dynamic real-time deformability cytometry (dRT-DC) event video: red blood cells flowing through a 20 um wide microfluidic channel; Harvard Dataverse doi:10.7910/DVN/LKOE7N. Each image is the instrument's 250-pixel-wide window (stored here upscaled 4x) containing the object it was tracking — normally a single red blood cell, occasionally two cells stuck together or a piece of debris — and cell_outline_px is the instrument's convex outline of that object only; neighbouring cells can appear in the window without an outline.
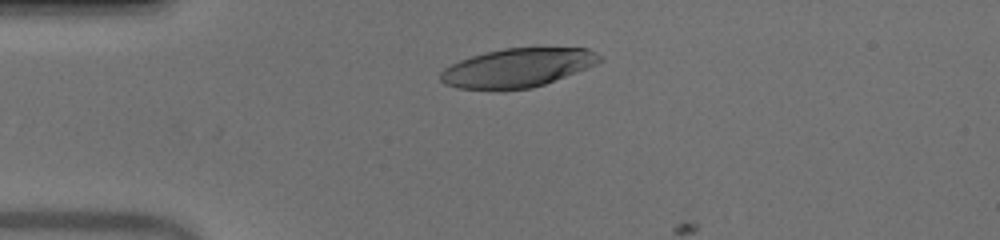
{"species": "human", "species_latin": "Homo sapiens", "temperature_condition": "warm", "stored_images_in_passage": 36, "camera_frame_rate_fps": 3000, "um_per_image_px": 0.085, "donor": {"sex": "male"}, "frame": {"image": 1, "passage_image": 1, "time_ms": 0.0, "image_size_px": [1000, 240], "cell_outline_px": [[604, 60], [596, 64], [544, 84], [532, 88], [504, 92], [456, 88], [444, 84], [440, 80], [440, 72], [444, 68], [460, 60], [484, 52], [504, 48], [588, 48], [600, 56]], "centroid_in_image_um": [43.92, 5.8], "position_along_channel_um": 41.1, "area_um2": 36.41}}
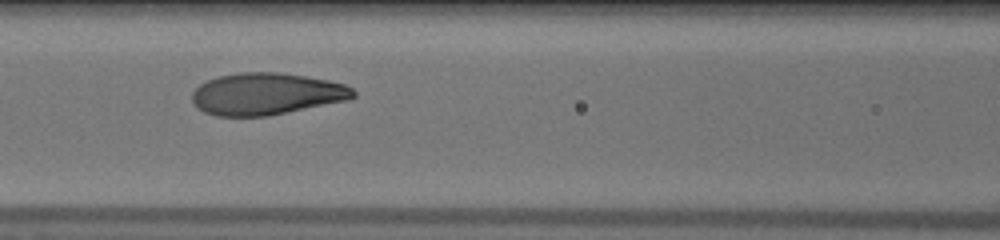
{"frame": {"image": 2, "passage_image": 11, "time_ms": 3.333, "image_size_px": [1000, 240], "cell_outline_px": [[356, 96], [348, 100], [268, 116], [216, 116], [204, 112], [192, 100], [192, 92], [200, 84], [216, 76], [240, 72], [280, 72], [328, 80], [344, 84], [352, 88], [356, 92]], "centroid_in_image_um": [22.65, 7.98], "position_along_channel_um": 144.0, "area_um2": 39.36}}
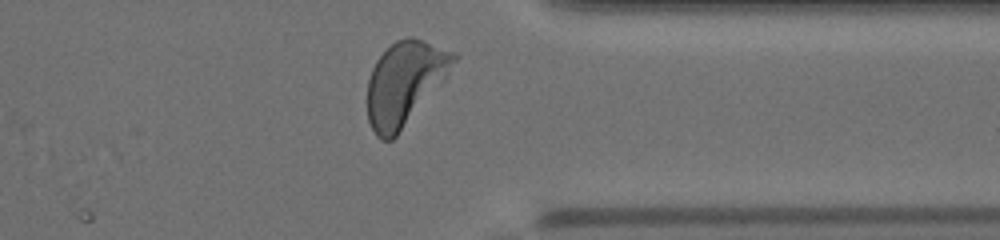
{"frame": {"image": 3, "passage_image": 29, "time_ms": 9.333, "image_size_px": [1000, 240], "cell_outline_px": [[460, 56], [444, 80], [396, 136], [392, 140], [380, 140], [376, 136], [368, 120], [368, 80], [372, 68], [376, 60], [396, 40], [408, 36], [412, 36], [424, 40], [452, 52]], "centroid_in_image_um": [34.4, 7.05], "position_along_channel_um": 377.0, "area_um2": 41.56}, "authors_computed_cell_mechanics": {"area_um2": 39.3907, "velocity_mm_per_s": 3.9731, "shape_relaxation_time_tau1_ms": 2.8014, "shape_relaxation_time_tau2_ms": null, "deformation_change_tau1": 0.2034, "deformation_change_tau2": null}}